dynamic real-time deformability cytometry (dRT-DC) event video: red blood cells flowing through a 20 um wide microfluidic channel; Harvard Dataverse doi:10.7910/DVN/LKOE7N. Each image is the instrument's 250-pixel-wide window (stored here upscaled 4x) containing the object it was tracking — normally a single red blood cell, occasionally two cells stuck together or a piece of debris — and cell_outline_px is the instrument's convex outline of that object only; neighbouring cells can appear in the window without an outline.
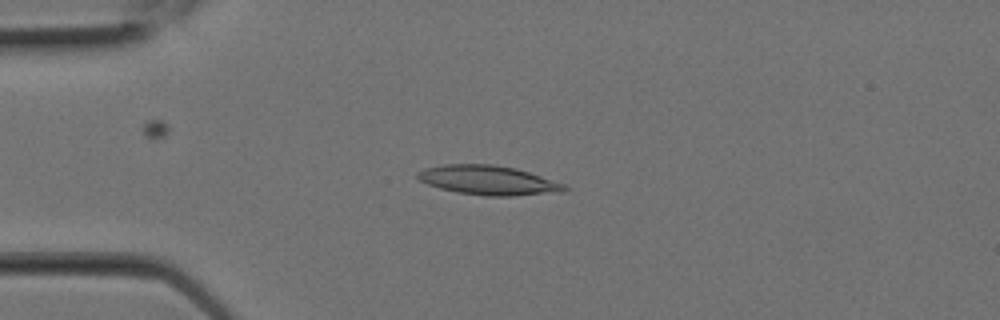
{"species": "Egyptian fruit bat (a non-hibernating species)", "species_latin": "Rousettus aegyptiacus", "temperature_condition": "room temperature", "stored_images_in_passage": 6, "camera_frame_rate_fps": 3000, "um_per_image_px": 0.085, "animal": {"sex": "female"}, "frame": {"image": 1, "passage_image": 5, "time_ms": 1.333, "image_size_px": [1000, 320], "cell_outline_px": [[568, 192], [512, 196], [484, 196], [456, 192], [440, 188], [428, 184], [420, 180], [416, 176], [416, 172], [424, 168], [444, 164], [492, 164], [516, 168], [564, 184], [568, 188]], "centroid_in_image_um": [41.51, 15.33], "position_along_channel_um": 43.5, "area_um2": 25.26}}